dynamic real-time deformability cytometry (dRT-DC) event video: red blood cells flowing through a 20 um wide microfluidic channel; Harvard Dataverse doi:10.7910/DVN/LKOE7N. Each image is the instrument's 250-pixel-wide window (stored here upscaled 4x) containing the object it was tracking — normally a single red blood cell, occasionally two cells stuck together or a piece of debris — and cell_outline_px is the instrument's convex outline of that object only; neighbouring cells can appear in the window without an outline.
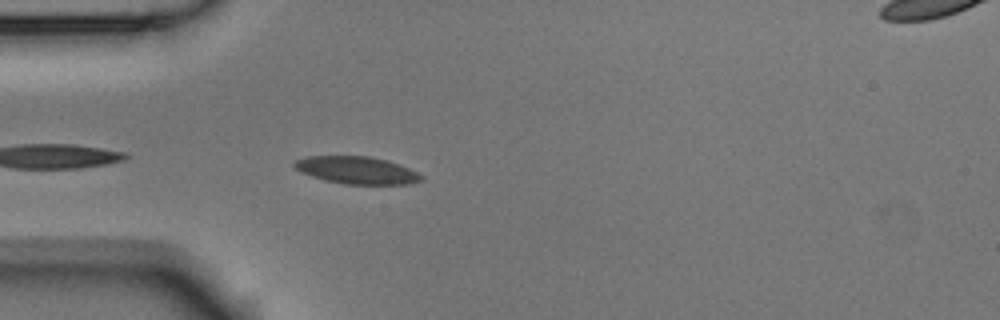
{"species": "Egyptian fruit bat (a non-hibernating species)", "species_latin": "Rousettus aegyptiacus", "temperature_condition": "room temperature", "stored_images_in_passage": 5, "camera_frame_rate_fps": 3000, "um_per_image_px": 0.085, "animal": {"sex": "male"}, "frame": {"image": 1, "passage_image": 5, "time_ms": 1.333, "image_size_px": [1000, 320], "cell_outline_px": [[424, 180], [408, 184], [344, 184], [324, 180], [300, 172], [292, 164], [296, 160], [304, 156], [368, 156], [388, 160], [408, 168], [424, 176]], "centroid_in_image_um": [30.32, 14.47], "position_along_channel_um": 54.7, "area_um2": 20.29}}